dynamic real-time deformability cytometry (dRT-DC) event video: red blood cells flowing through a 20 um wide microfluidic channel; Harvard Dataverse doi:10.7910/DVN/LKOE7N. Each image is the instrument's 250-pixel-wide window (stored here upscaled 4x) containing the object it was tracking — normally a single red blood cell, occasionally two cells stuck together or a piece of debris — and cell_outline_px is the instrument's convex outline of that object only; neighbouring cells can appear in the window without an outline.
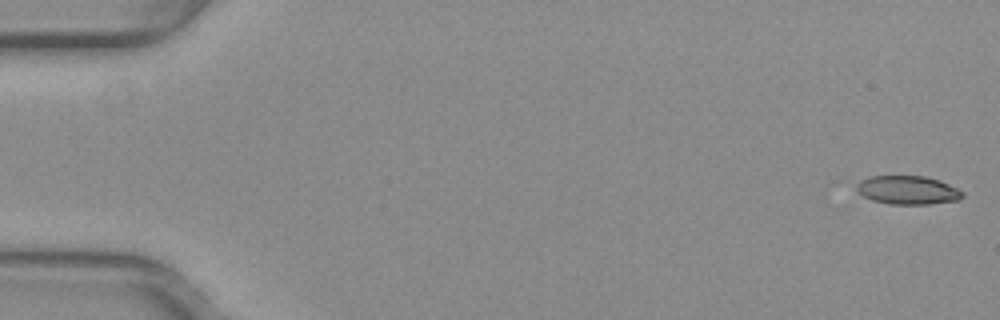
{"species": "common noctule bat (a hibernating species)", "species_latin": "Nyctalus noctula", "temperature_condition": "warm", "stored_images_in_passage": 52, "camera_frame_rate_fps": 3000, "um_per_image_px": 0.085, "animal": {"sex": "female", "body_mass_g": 29.2, "forearm_length_mm": 56.3}, "frame": {"image": 1, "passage_image": 1, "time_ms": 0.0, "image_size_px": [1000, 320], "cell_outline_px": [[964, 196], [960, 200], [928, 204], [888, 204], [872, 200], [864, 196], [856, 188], [856, 184], [872, 176], [924, 176], [940, 180], [964, 192]], "centroid_in_image_um": [77.2, 16.16], "position_along_channel_um": 7.8, "area_um2": 17.51}}
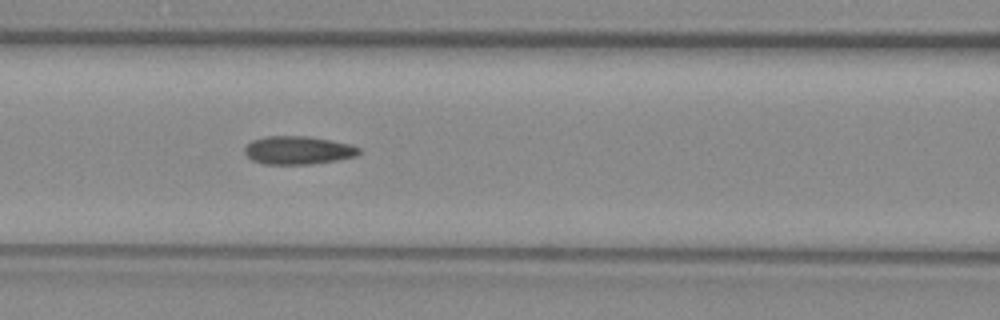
{"frame": {"image": 2, "passage_image": 23, "time_ms": 7.333, "image_size_px": [1000, 320], "cell_outline_px": [[360, 152], [356, 156], [336, 160], [312, 164], [264, 164], [252, 160], [244, 152], [244, 148], [252, 140], [264, 136], [308, 136], [332, 140], [352, 144], [360, 148]], "centroid_in_image_um": [25.34, 12.76], "position_along_channel_um": 141.3, "area_um2": 18.9}}
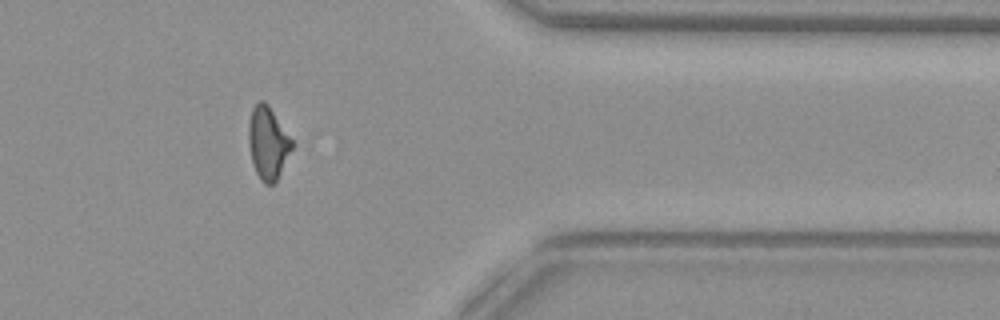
{"frame": {"image": 3, "passage_image": 43, "time_ms": 14.0, "image_size_px": [1000, 320], "cell_outline_px": [[292, 148], [276, 180], [272, 184], [264, 184], [260, 180], [252, 164], [248, 144], [248, 124], [252, 108], [260, 100], [264, 100], [268, 104], [292, 140]], "centroid_in_image_um": [22.73, 12.14], "position_along_channel_um": 388.7, "area_um2": 18.15}, "authors_computed_cell_mechanics": {"area_um2": 18.6405, "velocity_mm_per_s": 3.9889, "shape_relaxation_time_tau1_ms": null, "shape_relaxation_time_tau2_ms": 2.1582, "deformation_change_tau1": null, "deformation_change_tau2": 0.0872}}